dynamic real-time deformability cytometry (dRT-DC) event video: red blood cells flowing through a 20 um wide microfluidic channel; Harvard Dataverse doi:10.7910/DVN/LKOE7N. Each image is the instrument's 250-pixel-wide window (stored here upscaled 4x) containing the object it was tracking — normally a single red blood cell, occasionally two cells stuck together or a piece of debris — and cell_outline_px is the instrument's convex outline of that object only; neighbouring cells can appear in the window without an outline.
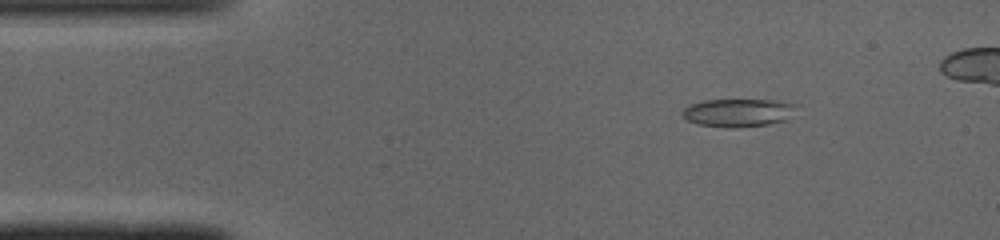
{"species": "common noctule bat (a hibernating species)", "species_latin": "Nyctalus noctula", "temperature_condition": "cold", "stored_images_in_passage": 44, "camera_frame_rate_fps": 3000, "um_per_image_px": 0.085, "animal": {"sex": "male", "body_mass_g": 19.0, "forearm_length_mm": 50.8}, "frame": {"image": 1, "passage_image": 6, "time_ms": 1.667, "image_size_px": [1000, 240], "cell_outline_px": [[800, 104], [788, 120], [768, 124], [732, 128], [728, 128], [696, 124], [688, 120], [680, 112], [688, 104], [704, 100], [776, 100]], "centroid_in_image_um": [62.77, 9.57], "position_along_channel_um": 22.2, "area_um2": 18.96}}
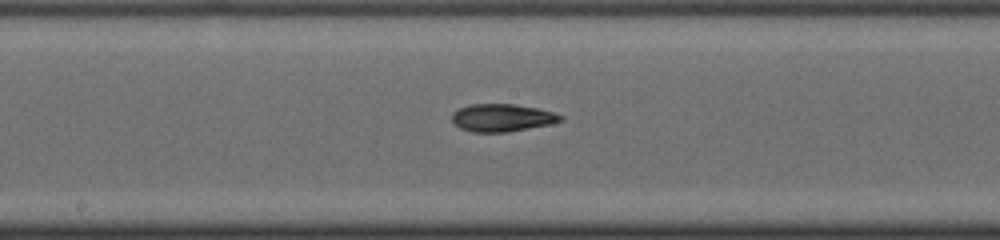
{"frame": {"image": 2, "passage_image": 24, "time_ms": 7.667, "image_size_px": [1000, 240], "cell_outline_px": [[564, 120], [548, 124], [508, 132], [472, 132], [460, 128], [452, 120], [452, 112], [460, 108], [472, 104], [512, 104], [536, 108], [552, 112], [564, 116]], "centroid_in_image_um": [42.66, 10.01], "position_along_channel_um": 205.5, "area_um2": 17.28}}
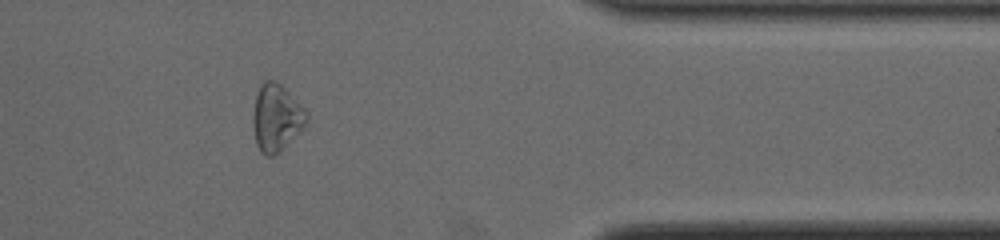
{"frame": {"image": 3, "passage_image": 39, "time_ms": 12.667, "image_size_px": [1000, 240], "cell_outline_px": [[308, 120], [304, 128], [272, 156], [268, 156], [260, 152], [256, 144], [252, 124], [252, 116], [256, 96], [260, 84], [264, 80], [276, 80], [308, 112]], "centroid_in_image_um": [23.47, 9.99], "position_along_channel_um": 387.9, "area_um2": 20.81}, "authors_computed_cell_mechanics": {"area_um2": 17.9469, "velocity_mm_per_s": 4.1208, "shape_relaxation_time_tau1_ms": 4.5496, "shape_relaxation_time_tau2_ms": null, "deformation_change_tau1": 0.1585, "deformation_change_tau2": null}}